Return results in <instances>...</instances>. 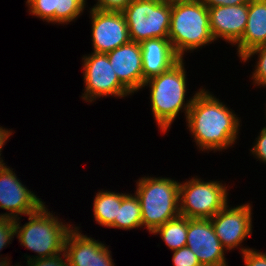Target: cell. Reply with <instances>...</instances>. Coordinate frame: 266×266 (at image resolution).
Wrapping results in <instances>:
<instances>
[{"label": "cell", "instance_id": "1", "mask_svg": "<svg viewBox=\"0 0 266 266\" xmlns=\"http://www.w3.org/2000/svg\"><path fill=\"white\" fill-rule=\"evenodd\" d=\"M206 87L196 95L185 120L186 128L199 151L224 152L240 138L242 120Z\"/></svg>", "mask_w": 266, "mask_h": 266}, {"label": "cell", "instance_id": "2", "mask_svg": "<svg viewBox=\"0 0 266 266\" xmlns=\"http://www.w3.org/2000/svg\"><path fill=\"white\" fill-rule=\"evenodd\" d=\"M185 64V60L180 59L169 70L145 81L142 87V90L149 88L152 116L158 131L164 135L170 131L180 113H184L186 120L195 95L203 87L193 92L191 97H186L190 89Z\"/></svg>", "mask_w": 266, "mask_h": 266}, {"label": "cell", "instance_id": "3", "mask_svg": "<svg viewBox=\"0 0 266 266\" xmlns=\"http://www.w3.org/2000/svg\"><path fill=\"white\" fill-rule=\"evenodd\" d=\"M47 206V207H46ZM50 211L45 203L34 213L27 215L28 222L15 220V237L21 246L36 255H23L26 261L52 257L64 253L67 234L75 226Z\"/></svg>", "mask_w": 266, "mask_h": 266}, {"label": "cell", "instance_id": "4", "mask_svg": "<svg viewBox=\"0 0 266 266\" xmlns=\"http://www.w3.org/2000/svg\"><path fill=\"white\" fill-rule=\"evenodd\" d=\"M168 39L180 59L216 42L210 30L208 7L202 0L171 1Z\"/></svg>", "mask_w": 266, "mask_h": 266}, {"label": "cell", "instance_id": "5", "mask_svg": "<svg viewBox=\"0 0 266 266\" xmlns=\"http://www.w3.org/2000/svg\"><path fill=\"white\" fill-rule=\"evenodd\" d=\"M136 182L134 193L139 198L142 229L151 234L156 228L180 215V182L175 178L143 176Z\"/></svg>", "mask_w": 266, "mask_h": 266}, {"label": "cell", "instance_id": "6", "mask_svg": "<svg viewBox=\"0 0 266 266\" xmlns=\"http://www.w3.org/2000/svg\"><path fill=\"white\" fill-rule=\"evenodd\" d=\"M204 180L195 175L180 181V215L189 219H210L230 203L229 184L218 179Z\"/></svg>", "mask_w": 266, "mask_h": 266}, {"label": "cell", "instance_id": "7", "mask_svg": "<svg viewBox=\"0 0 266 266\" xmlns=\"http://www.w3.org/2000/svg\"><path fill=\"white\" fill-rule=\"evenodd\" d=\"M122 13L131 41L168 38L171 21V1L133 0Z\"/></svg>", "mask_w": 266, "mask_h": 266}, {"label": "cell", "instance_id": "8", "mask_svg": "<svg viewBox=\"0 0 266 266\" xmlns=\"http://www.w3.org/2000/svg\"><path fill=\"white\" fill-rule=\"evenodd\" d=\"M81 58L84 89L80 97L83 101L92 104L100 98L125 99L133 95L119 81L107 54L91 52Z\"/></svg>", "mask_w": 266, "mask_h": 266}, {"label": "cell", "instance_id": "9", "mask_svg": "<svg viewBox=\"0 0 266 266\" xmlns=\"http://www.w3.org/2000/svg\"><path fill=\"white\" fill-rule=\"evenodd\" d=\"M252 203L229 205L228 203L215 216L210 218L216 236L222 247L228 252L240 249V254L251 249L244 246V241L253 233V206Z\"/></svg>", "mask_w": 266, "mask_h": 266}, {"label": "cell", "instance_id": "10", "mask_svg": "<svg viewBox=\"0 0 266 266\" xmlns=\"http://www.w3.org/2000/svg\"><path fill=\"white\" fill-rule=\"evenodd\" d=\"M13 170L7 164L0 166V209L7 211L0 217L16 220L36 212L46 202L24 185Z\"/></svg>", "mask_w": 266, "mask_h": 266}, {"label": "cell", "instance_id": "11", "mask_svg": "<svg viewBox=\"0 0 266 266\" xmlns=\"http://www.w3.org/2000/svg\"><path fill=\"white\" fill-rule=\"evenodd\" d=\"M88 9L93 52L106 54L131 41L122 11Z\"/></svg>", "mask_w": 266, "mask_h": 266}, {"label": "cell", "instance_id": "12", "mask_svg": "<svg viewBox=\"0 0 266 266\" xmlns=\"http://www.w3.org/2000/svg\"><path fill=\"white\" fill-rule=\"evenodd\" d=\"M84 235L79 226L67 234L64 253L69 266H115L109 245Z\"/></svg>", "mask_w": 266, "mask_h": 266}, {"label": "cell", "instance_id": "13", "mask_svg": "<svg viewBox=\"0 0 266 266\" xmlns=\"http://www.w3.org/2000/svg\"><path fill=\"white\" fill-rule=\"evenodd\" d=\"M186 246L196 255L201 266H229L227 251L216 236L210 219H189Z\"/></svg>", "mask_w": 266, "mask_h": 266}, {"label": "cell", "instance_id": "14", "mask_svg": "<svg viewBox=\"0 0 266 266\" xmlns=\"http://www.w3.org/2000/svg\"><path fill=\"white\" fill-rule=\"evenodd\" d=\"M210 30L216 43L221 39L232 47L242 38L248 17V3L210 7Z\"/></svg>", "mask_w": 266, "mask_h": 266}, {"label": "cell", "instance_id": "15", "mask_svg": "<svg viewBox=\"0 0 266 266\" xmlns=\"http://www.w3.org/2000/svg\"><path fill=\"white\" fill-rule=\"evenodd\" d=\"M119 81L134 95L142 91L141 44L130 41L106 53Z\"/></svg>", "mask_w": 266, "mask_h": 266}, {"label": "cell", "instance_id": "16", "mask_svg": "<svg viewBox=\"0 0 266 266\" xmlns=\"http://www.w3.org/2000/svg\"><path fill=\"white\" fill-rule=\"evenodd\" d=\"M144 82L169 70L180 58L168 38L144 40L141 43Z\"/></svg>", "mask_w": 266, "mask_h": 266}, {"label": "cell", "instance_id": "17", "mask_svg": "<svg viewBox=\"0 0 266 266\" xmlns=\"http://www.w3.org/2000/svg\"><path fill=\"white\" fill-rule=\"evenodd\" d=\"M266 44V0H250L248 17L242 38L233 46L238 58Z\"/></svg>", "mask_w": 266, "mask_h": 266}, {"label": "cell", "instance_id": "18", "mask_svg": "<svg viewBox=\"0 0 266 266\" xmlns=\"http://www.w3.org/2000/svg\"><path fill=\"white\" fill-rule=\"evenodd\" d=\"M129 192H116L99 189L97 193L95 192L93 198V218L95 222L100 225L104 226L105 229L114 228V220L118 213V207L121 206L122 199L128 194Z\"/></svg>", "mask_w": 266, "mask_h": 266}, {"label": "cell", "instance_id": "19", "mask_svg": "<svg viewBox=\"0 0 266 266\" xmlns=\"http://www.w3.org/2000/svg\"><path fill=\"white\" fill-rule=\"evenodd\" d=\"M188 218L179 215L156 228L151 234L159 235L170 251L186 246Z\"/></svg>", "mask_w": 266, "mask_h": 266}, {"label": "cell", "instance_id": "20", "mask_svg": "<svg viewBox=\"0 0 266 266\" xmlns=\"http://www.w3.org/2000/svg\"><path fill=\"white\" fill-rule=\"evenodd\" d=\"M116 228L124 231L142 228L141 205L135 193H128L122 199L114 220V229Z\"/></svg>", "mask_w": 266, "mask_h": 266}, {"label": "cell", "instance_id": "21", "mask_svg": "<svg viewBox=\"0 0 266 266\" xmlns=\"http://www.w3.org/2000/svg\"><path fill=\"white\" fill-rule=\"evenodd\" d=\"M88 4L87 0H57L55 24L63 26L76 22L88 10Z\"/></svg>", "mask_w": 266, "mask_h": 266}, {"label": "cell", "instance_id": "22", "mask_svg": "<svg viewBox=\"0 0 266 266\" xmlns=\"http://www.w3.org/2000/svg\"><path fill=\"white\" fill-rule=\"evenodd\" d=\"M257 55V56H256ZM254 56L257 57L255 60L253 71L251 72L250 79L252 80L255 88H266V44L253 48L252 50L245 53L241 58L240 62L249 63L253 60Z\"/></svg>", "mask_w": 266, "mask_h": 266}, {"label": "cell", "instance_id": "23", "mask_svg": "<svg viewBox=\"0 0 266 266\" xmlns=\"http://www.w3.org/2000/svg\"><path fill=\"white\" fill-rule=\"evenodd\" d=\"M27 8L29 15L40 18V20L48 24L55 25L57 0H34Z\"/></svg>", "mask_w": 266, "mask_h": 266}, {"label": "cell", "instance_id": "24", "mask_svg": "<svg viewBox=\"0 0 266 266\" xmlns=\"http://www.w3.org/2000/svg\"><path fill=\"white\" fill-rule=\"evenodd\" d=\"M15 238V220L7 219L0 217V252L8 247V245L12 244L11 242ZM7 255V256H6ZM5 257L0 255V259L2 258H11L6 254Z\"/></svg>", "mask_w": 266, "mask_h": 266}, {"label": "cell", "instance_id": "25", "mask_svg": "<svg viewBox=\"0 0 266 266\" xmlns=\"http://www.w3.org/2000/svg\"><path fill=\"white\" fill-rule=\"evenodd\" d=\"M172 253L173 266H201L196 255L187 246L174 250Z\"/></svg>", "mask_w": 266, "mask_h": 266}, {"label": "cell", "instance_id": "26", "mask_svg": "<svg viewBox=\"0 0 266 266\" xmlns=\"http://www.w3.org/2000/svg\"><path fill=\"white\" fill-rule=\"evenodd\" d=\"M252 143L253 145L251 146L250 150V155L255 160H259L260 163H263L264 165L266 164V128H261L257 137Z\"/></svg>", "mask_w": 266, "mask_h": 266}, {"label": "cell", "instance_id": "27", "mask_svg": "<svg viewBox=\"0 0 266 266\" xmlns=\"http://www.w3.org/2000/svg\"><path fill=\"white\" fill-rule=\"evenodd\" d=\"M244 266H266V252L251 248L242 253Z\"/></svg>", "mask_w": 266, "mask_h": 266}, {"label": "cell", "instance_id": "28", "mask_svg": "<svg viewBox=\"0 0 266 266\" xmlns=\"http://www.w3.org/2000/svg\"><path fill=\"white\" fill-rule=\"evenodd\" d=\"M19 266H22V264ZM26 266H69L65 253L57 254L52 257L34 259L26 262Z\"/></svg>", "mask_w": 266, "mask_h": 266}, {"label": "cell", "instance_id": "29", "mask_svg": "<svg viewBox=\"0 0 266 266\" xmlns=\"http://www.w3.org/2000/svg\"><path fill=\"white\" fill-rule=\"evenodd\" d=\"M96 3L92 6L95 9L103 11H122L133 0H94Z\"/></svg>", "mask_w": 266, "mask_h": 266}, {"label": "cell", "instance_id": "30", "mask_svg": "<svg viewBox=\"0 0 266 266\" xmlns=\"http://www.w3.org/2000/svg\"><path fill=\"white\" fill-rule=\"evenodd\" d=\"M202 2L208 8H210L216 6H235V5L249 3L250 0H202Z\"/></svg>", "mask_w": 266, "mask_h": 266}, {"label": "cell", "instance_id": "31", "mask_svg": "<svg viewBox=\"0 0 266 266\" xmlns=\"http://www.w3.org/2000/svg\"><path fill=\"white\" fill-rule=\"evenodd\" d=\"M14 131L12 129H8V128H4L0 125V166L5 165V161L3 160L4 157H1L2 155V151L4 148V145H6L7 141H9L8 139H11L10 137L14 135ZM13 134V135H12Z\"/></svg>", "mask_w": 266, "mask_h": 266}, {"label": "cell", "instance_id": "32", "mask_svg": "<svg viewBox=\"0 0 266 266\" xmlns=\"http://www.w3.org/2000/svg\"><path fill=\"white\" fill-rule=\"evenodd\" d=\"M10 260H11L10 258L9 259L8 258L0 259V266H19V264H21V262H17V264L15 263V265H13L12 261H10Z\"/></svg>", "mask_w": 266, "mask_h": 266}, {"label": "cell", "instance_id": "33", "mask_svg": "<svg viewBox=\"0 0 266 266\" xmlns=\"http://www.w3.org/2000/svg\"><path fill=\"white\" fill-rule=\"evenodd\" d=\"M34 0H26L24 1L26 4V7H28Z\"/></svg>", "mask_w": 266, "mask_h": 266}, {"label": "cell", "instance_id": "34", "mask_svg": "<svg viewBox=\"0 0 266 266\" xmlns=\"http://www.w3.org/2000/svg\"><path fill=\"white\" fill-rule=\"evenodd\" d=\"M265 107H266V104H265ZM264 111H265V114H264V115H265V117H264V119L266 120V108H265V110H264ZM265 123H266V122H265ZM264 128H266V125L264 126Z\"/></svg>", "mask_w": 266, "mask_h": 266}]
</instances>
